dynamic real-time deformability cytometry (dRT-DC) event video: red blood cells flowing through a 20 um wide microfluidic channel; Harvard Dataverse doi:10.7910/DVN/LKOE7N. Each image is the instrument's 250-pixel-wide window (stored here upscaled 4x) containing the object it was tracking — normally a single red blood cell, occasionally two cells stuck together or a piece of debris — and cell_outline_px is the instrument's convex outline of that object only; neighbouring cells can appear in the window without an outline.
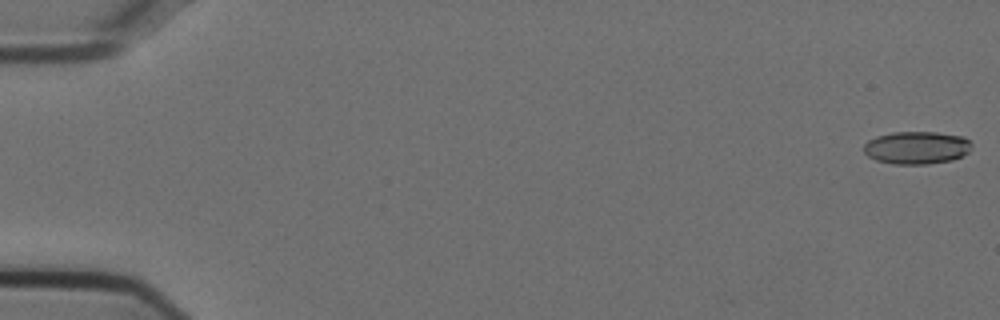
{"species": "Egyptian fruit bat (a non-hibernating species)", "species_latin": "Rousettus aegyptiacus", "temperature_condition": "cold", "stored_images_in_passage": 7, "camera_frame_rate_fps": 3000, "um_per_image_px": 0.085, "animal": {"sex": "female"}, "frame": {"image": 1, "passage_image": 1, "time_ms": 0.0, "image_size_px": [1000, 320], "cell_outline_px": [[972, 148], [968, 152], [952, 160], [928, 164], [892, 164], [876, 160], [868, 156], [864, 152], [864, 144], [868, 140], [876, 136], [892, 132], [936, 132], [964, 136], [972, 144]], "centroid_in_image_um": [77.91, 12.55], "position_along_channel_um": 7.1, "area_um2": 20.69}}